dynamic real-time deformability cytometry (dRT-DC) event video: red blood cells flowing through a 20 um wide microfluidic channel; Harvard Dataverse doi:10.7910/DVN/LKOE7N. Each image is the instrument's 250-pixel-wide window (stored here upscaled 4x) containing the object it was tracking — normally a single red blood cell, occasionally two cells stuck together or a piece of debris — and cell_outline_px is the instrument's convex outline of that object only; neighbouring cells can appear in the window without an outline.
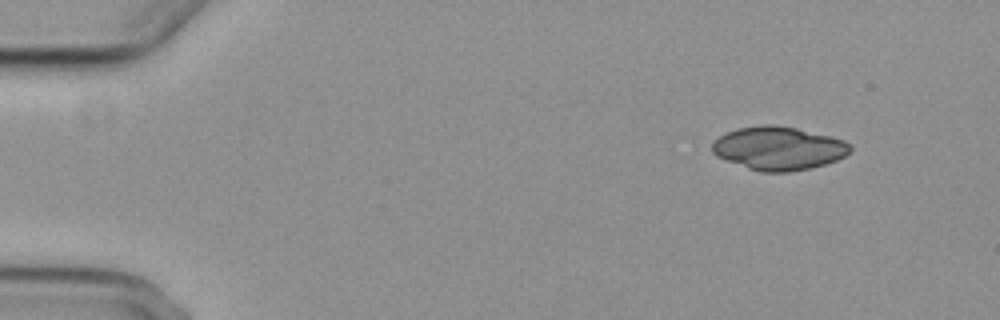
{"species": "common noctule bat (a hibernating species)", "species_latin": "Nyctalus noctula", "temperature_condition": "cold", "stored_images_in_passage": 6, "segment_of_instrument_passage": [2, 2], "camera_frame_rate_fps": 3000, "um_per_image_px": 0.085, "animal": {"sex": "female", "body_mass_g": 29.2, "forearm_length_mm": 56.3}, "frame": {"image": 1, "passage_image": 6, "time_ms": 6.667, "image_size_px": [1000, 320], "cell_outline_px": [[852, 152], [836, 160], [812, 168], [788, 172], [760, 172], [748, 168], [716, 156], [712, 152], [712, 144], [720, 136], [736, 128], [760, 124], [776, 124], [796, 128], [844, 140], [852, 144]], "centroid_in_image_um": [66.19, 12.6], "position_along_channel_um": 18.8, "area_um2": 34.97}}